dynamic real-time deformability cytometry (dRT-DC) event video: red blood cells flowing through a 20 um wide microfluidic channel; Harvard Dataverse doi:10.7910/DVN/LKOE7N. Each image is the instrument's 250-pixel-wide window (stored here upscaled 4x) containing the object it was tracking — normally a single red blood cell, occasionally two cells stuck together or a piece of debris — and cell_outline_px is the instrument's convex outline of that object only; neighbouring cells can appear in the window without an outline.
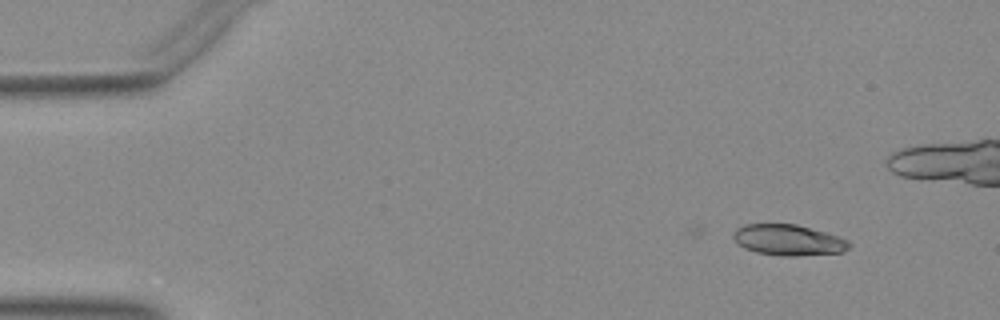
{"species": "Egyptian fruit bat (a non-hibernating species)", "species_latin": "Rousettus aegyptiacus", "temperature_condition": "warm", "stored_images_in_passage": 4, "camera_frame_rate_fps": 3000, "um_per_image_px": 0.085, "animal": {"sex": "female"}, "frame": {"image": 1, "passage_image": 1, "time_ms": 0.0, "image_size_px": [1000, 320], "cell_outline_px": [[852, 244], [844, 252], [796, 256], [780, 256], [756, 252], [744, 248], [732, 236], [732, 232], [736, 228], [744, 224], [796, 224], [824, 232], [848, 240]], "centroid_in_image_um": [67.0, 20.4], "position_along_channel_um": 18.0, "area_um2": 20.81}}